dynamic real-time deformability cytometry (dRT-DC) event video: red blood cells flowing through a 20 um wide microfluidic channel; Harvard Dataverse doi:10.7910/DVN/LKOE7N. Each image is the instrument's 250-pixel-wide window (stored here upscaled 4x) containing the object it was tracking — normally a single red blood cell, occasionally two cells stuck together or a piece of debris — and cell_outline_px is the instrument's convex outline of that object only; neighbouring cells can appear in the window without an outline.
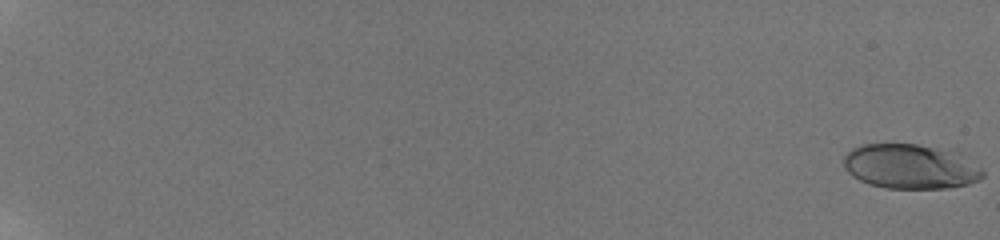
{"species": "human", "species_latin": "Homo sapiens", "temperature_condition": "room temperature", "stored_images_in_passage": 17, "camera_frame_rate_fps": 3000, "um_per_image_px": 0.085, "donor": {"sex": "male"}, "frame": {"image": 1, "passage_image": 1, "time_ms": 0.0, "image_size_px": [1000, 240], "cell_outline_px": [[984, 176], [980, 180], [968, 184], [948, 188], [884, 188], [868, 184], [852, 176], [844, 168], [844, 156], [852, 148], [864, 144], [916, 144], [960, 152], [980, 168], [984, 172]], "centroid_in_image_um": [77.39, 14.16], "position_along_channel_um": 7.6, "area_um2": 36.36}}
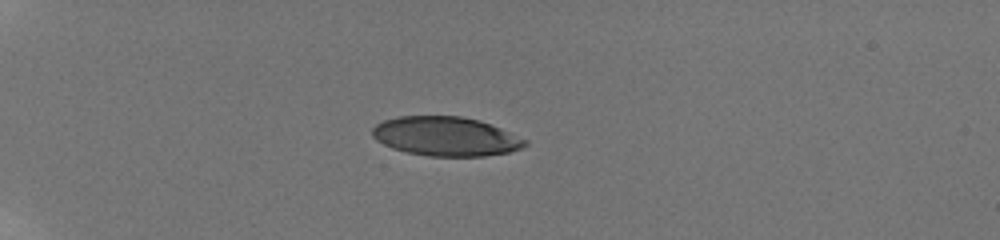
{"frame": {"image": 2, "passage_image": 12, "time_ms": 6.333, "image_size_px": [1000, 240], "cell_outline_px": [[528, 144], [520, 148], [508, 152], [484, 156], [428, 156], [408, 152], [392, 148], [376, 140], [372, 136], [372, 128], [376, 124], [384, 120], [400, 116], [460, 116], [480, 120], [500, 128], [528, 140]], "centroid_in_image_um": [37.89, 11.59], "position_along_channel_um": 47.1, "area_um2": 34.8}}